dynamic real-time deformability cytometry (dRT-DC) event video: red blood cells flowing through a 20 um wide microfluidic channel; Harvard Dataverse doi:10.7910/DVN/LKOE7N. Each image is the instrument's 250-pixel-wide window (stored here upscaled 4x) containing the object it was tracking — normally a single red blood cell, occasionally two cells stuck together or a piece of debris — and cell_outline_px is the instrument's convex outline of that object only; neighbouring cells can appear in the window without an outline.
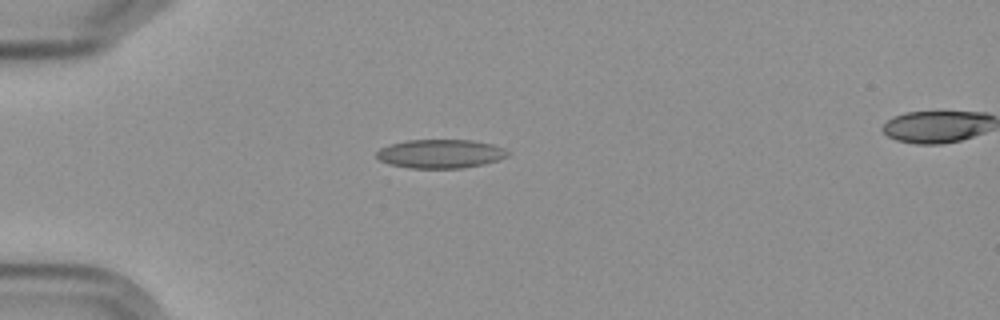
{"species": "Egyptian fruit bat (a non-hibernating species)", "species_latin": "Rousettus aegyptiacus", "temperature_condition": "cold", "stored_images_in_passage": 2, "camera_frame_rate_fps": 3000, "um_per_image_px": 0.085, "frame": {"image": 1, "passage_image": 2, "time_ms": 2.0, "image_size_px": [1000, 320], "cell_outline_px": [[508, 156], [484, 164], [464, 168], [408, 168], [388, 164], [380, 160], [376, 156], [376, 152], [380, 148], [392, 144], [408, 140], [472, 140], [492, 144], [504, 148], [508, 152]], "centroid_in_image_um": [37.42, 13.07], "position_along_channel_um": 47.6, "area_um2": 21.96}}